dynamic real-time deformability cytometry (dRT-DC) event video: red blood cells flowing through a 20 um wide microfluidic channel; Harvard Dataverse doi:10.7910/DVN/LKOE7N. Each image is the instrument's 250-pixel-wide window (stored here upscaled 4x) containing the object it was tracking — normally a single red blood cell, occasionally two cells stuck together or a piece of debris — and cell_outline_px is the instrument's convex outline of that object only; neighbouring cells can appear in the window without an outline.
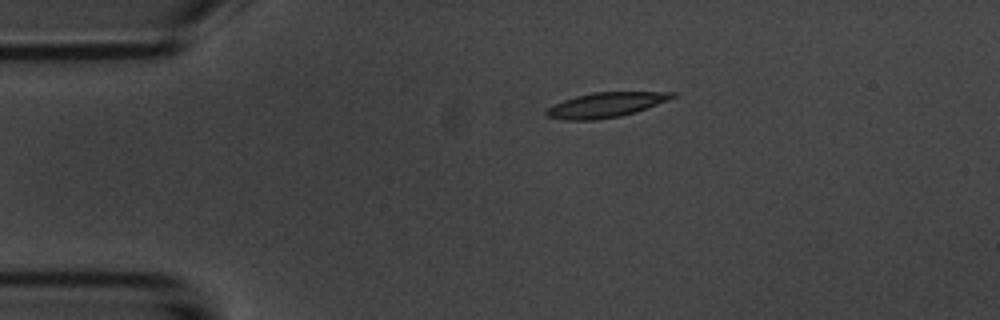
{"species": "common noctule bat (a hibernating species)", "species_latin": "Nyctalus noctula", "temperature_condition": "room temperature", "stored_images_in_passage": 44, "camera_frame_rate_fps": 3000, "um_per_image_px": 0.085, "animal": {"sex": "male", "body_mass_g": 20.1, "forearm_length_mm": 53.5}, "frame": {"image": 1, "passage_image": 1, "time_ms": 0.0, "image_size_px": [1000, 320], "cell_outline_px": [[676, 96], [668, 100], [636, 112], [620, 116], [596, 120], [564, 120], [548, 116], [544, 112], [548, 108], [564, 100], [576, 96], [592, 92], [676, 92]], "centroid_in_image_um": [51.5, 8.92], "position_along_channel_um": 33.5, "area_um2": 18.09}}
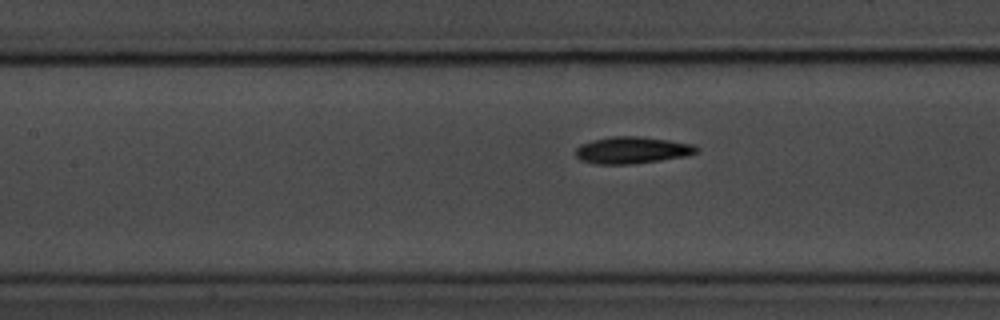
{"frame": {"image": 2, "passage_image": 14, "time_ms": 4.333, "image_size_px": [1000, 320], "cell_outline_px": [[700, 152], [688, 156], [632, 164], [596, 164], [580, 160], [576, 156], [576, 148], [580, 144], [592, 140], [612, 136], [640, 136], [696, 144], [700, 148]], "centroid_in_image_um": [53.78, 12.76], "position_along_channel_um": 153.6, "area_um2": 19.19}}
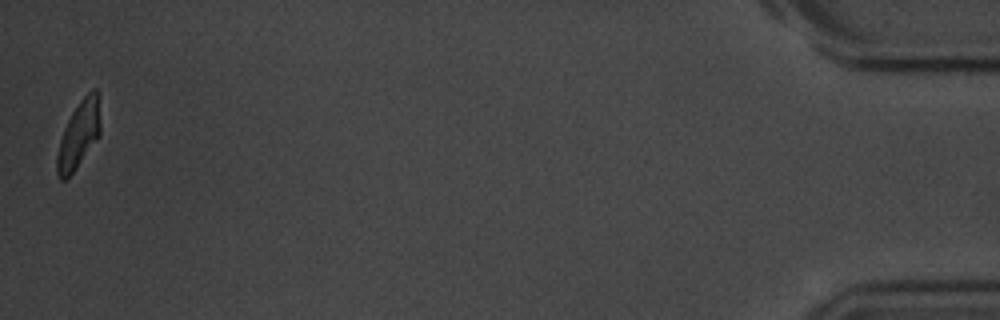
{"frame": {"image": 3, "passage_image": 44, "time_ms": 14.333, "image_size_px": [1000, 320], "cell_outline_px": [[100, 136], [76, 168], [64, 180], [60, 180], [56, 172], [56, 156], [60, 140], [64, 128], [72, 112], [80, 100], [92, 88], [96, 88], [100, 92]], "centroid_in_image_um": [6.73, 11.39], "position_along_channel_um": 428.5, "area_um2": 17.22}, "authors_computed_cell_mechanics": {"area_um2": 18.3226, "velocity_mm_per_s": 3.6865, "shape_relaxation_time_tau1_ms": 2.6639, "shape_relaxation_time_tau2_ms": 2.7738, "deformation_change_tau1": 0.1261, "deformation_change_tau2": 0.0854}}